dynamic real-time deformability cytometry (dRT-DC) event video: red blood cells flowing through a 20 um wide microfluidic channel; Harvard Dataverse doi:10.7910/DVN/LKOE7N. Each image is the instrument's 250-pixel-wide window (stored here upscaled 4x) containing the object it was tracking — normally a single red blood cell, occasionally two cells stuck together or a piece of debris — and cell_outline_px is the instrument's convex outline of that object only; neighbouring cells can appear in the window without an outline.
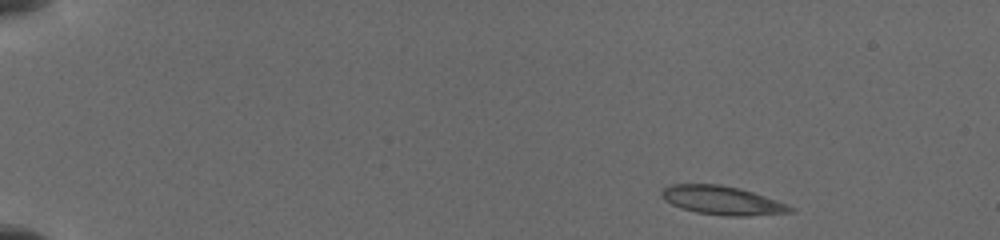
{"species": "common noctule bat (a hibernating species)", "species_latin": "Nyctalus noctula", "temperature_condition": "cold", "stored_images_in_passage": 38, "camera_frame_rate_fps": 3000, "um_per_image_px": 0.085, "animal": {"sex": "female", "body_mass_g": 19.5, "forearm_length_mm": 54.1}, "frame": {"image": 1, "passage_image": 1, "time_ms": 0.0, "image_size_px": [1000, 240], "cell_outline_px": [[796, 212], [748, 216], [728, 216], [696, 212], [680, 208], [664, 200], [660, 196], [660, 192], [664, 188], [672, 184], [720, 184], [740, 188], [788, 204], [796, 208]], "centroid_in_image_um": [61.41, 17.04], "position_along_channel_um": 23.6, "area_um2": 21.68}}
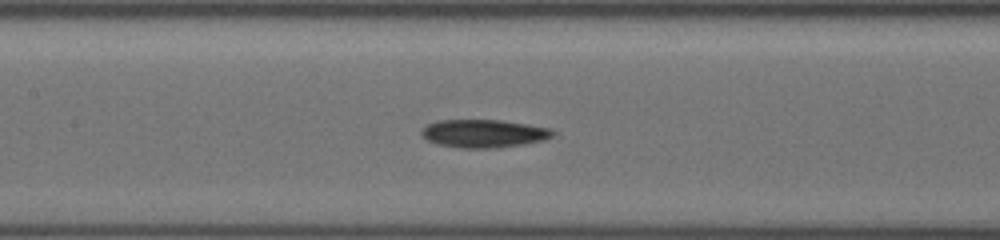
{"frame": {"image": 2, "passage_image": 17, "time_ms": 6.667, "image_size_px": [1000, 240], "cell_outline_px": [[556, 132], [552, 136], [544, 140], [524, 144], [496, 148], [460, 148], [440, 144], [428, 140], [420, 132], [428, 124], [436, 120], [500, 120], [528, 124], [552, 128]], "centroid_in_image_um": [41.17, 11.34], "position_along_channel_um": 166.2, "area_um2": 21.44}}
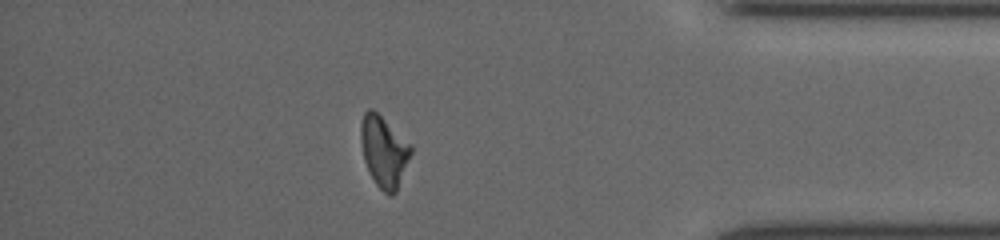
{"frame": {"image": 3, "passage_image": 33, "time_ms": 13.333, "image_size_px": [1000, 240], "cell_outline_px": [[412, 152], [396, 192], [392, 196], [388, 196], [376, 184], [364, 160], [360, 140], [360, 124], [364, 112], [368, 108], [372, 108], [412, 144]], "centroid_in_image_um": [32.63, 12.85], "position_along_channel_um": 402.6, "area_um2": 20.75}}